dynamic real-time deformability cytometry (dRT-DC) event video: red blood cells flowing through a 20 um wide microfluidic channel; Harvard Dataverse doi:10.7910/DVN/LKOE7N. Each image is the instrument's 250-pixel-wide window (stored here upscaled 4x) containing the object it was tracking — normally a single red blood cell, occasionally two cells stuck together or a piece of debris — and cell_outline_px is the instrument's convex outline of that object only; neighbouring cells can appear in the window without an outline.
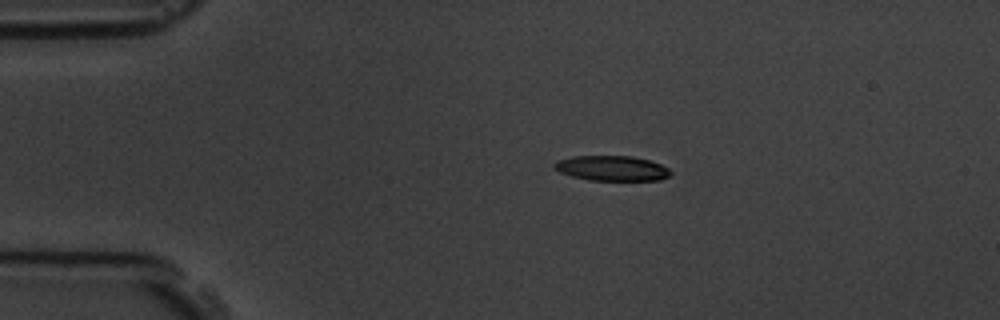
{"species": "common noctule bat (a hibernating species)", "species_latin": "Nyctalus noctula", "temperature_condition": "room temperature", "stored_images_in_passage": 10, "camera_frame_rate_fps": 3000, "um_per_image_px": 0.085, "animal": {"sex": "male", "body_mass_g": 19.5, "forearm_length_mm": 54.6}, "frame": {"image": 1, "passage_image": 4, "time_ms": 3.333, "image_size_px": [1000, 320], "cell_outline_px": [[672, 172], [668, 176], [660, 180], [588, 180], [572, 176], [560, 172], [552, 168], [552, 164], [556, 160], [572, 156], [632, 156], [648, 160], [660, 164], [668, 168]], "centroid_in_image_um": [51.96, 14.3], "position_along_channel_um": 33.0, "area_um2": 17.05}}
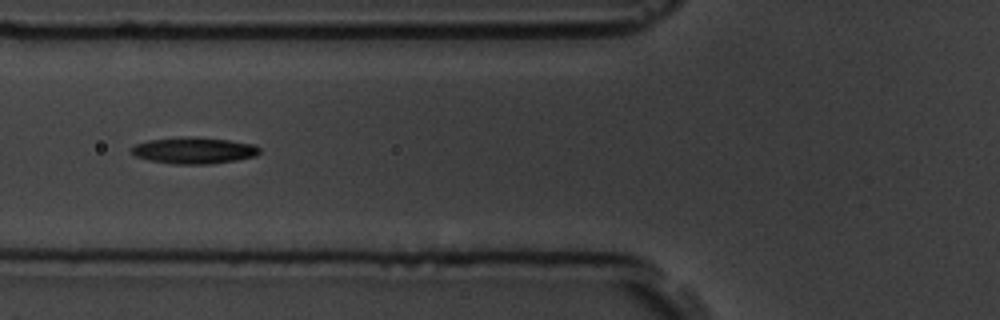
{"frame": {"image": 2, "passage_image": 7, "time_ms": 6.667, "image_size_px": [1000, 320], "cell_outline_px": [[260, 152], [256, 156], [236, 160], [212, 164], [172, 164], [148, 160], [136, 156], [132, 152], [132, 148], [136, 144], [148, 140], [196, 136], [228, 140], [252, 144], [260, 148]], "centroid_in_image_um": [16.5, 12.79], "position_along_channel_um": 109.3, "area_um2": 19.65}}
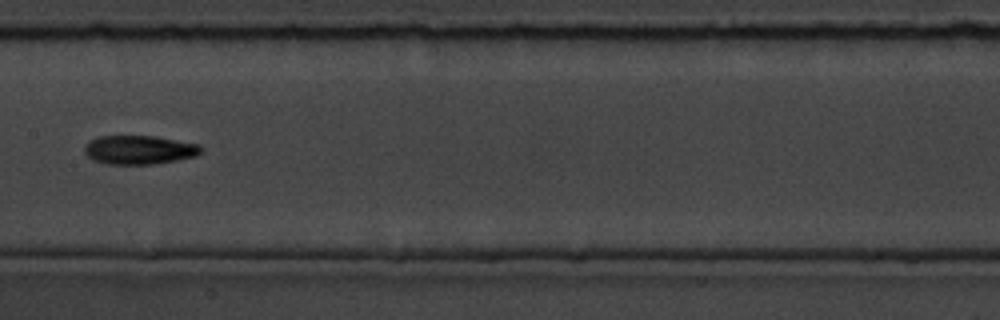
{"frame": {"image": 3, "passage_image": 9, "time_ms": 9.0, "image_size_px": [1000, 320], "cell_outline_px": [[204, 148], [196, 156], [176, 160], [152, 164], [108, 164], [92, 160], [84, 152], [84, 148], [88, 140], [100, 136], [156, 136], [200, 144]], "centroid_in_image_um": [11.83, 12.73], "position_along_channel_um": 195.6, "area_um2": 19.71}}